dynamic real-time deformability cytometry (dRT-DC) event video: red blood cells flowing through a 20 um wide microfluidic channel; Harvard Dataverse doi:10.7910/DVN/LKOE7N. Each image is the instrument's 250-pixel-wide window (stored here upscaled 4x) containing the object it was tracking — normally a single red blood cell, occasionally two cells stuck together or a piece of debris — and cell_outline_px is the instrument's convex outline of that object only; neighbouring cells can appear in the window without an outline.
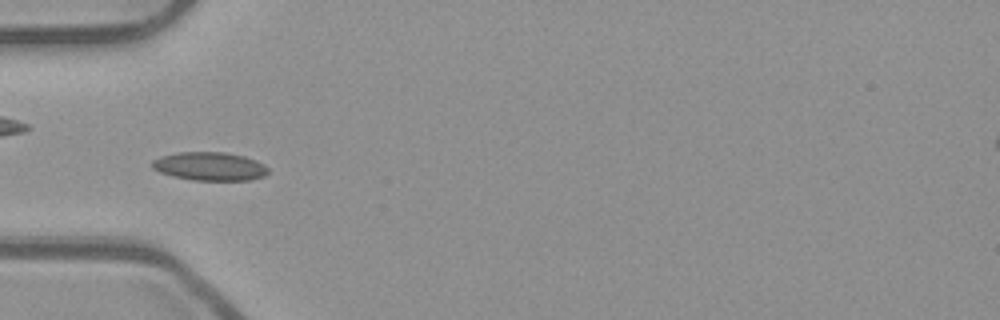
{"species": "common noctule bat (a hibernating species)", "species_latin": "Nyctalus noctula", "temperature_condition": "room temperature", "stored_images_in_passage": 9, "camera_frame_rate_fps": 3000, "um_per_image_px": 0.085, "animal": {"sex": "male", "body_mass_g": 23.1, "forearm_length_mm": 52.7}, "frame": {"image": 1, "passage_image": 6, "time_ms": 1.667, "image_size_px": [1000, 320], "cell_outline_px": [[268, 172], [264, 176], [252, 180], [192, 180], [172, 176], [160, 172], [152, 168], [152, 160], [160, 156], [176, 152], [224, 152], [244, 156], [256, 160], [264, 164], [268, 168]], "centroid_in_image_um": [17.82, 14.13], "position_along_channel_um": 67.2, "area_um2": 19.36}}